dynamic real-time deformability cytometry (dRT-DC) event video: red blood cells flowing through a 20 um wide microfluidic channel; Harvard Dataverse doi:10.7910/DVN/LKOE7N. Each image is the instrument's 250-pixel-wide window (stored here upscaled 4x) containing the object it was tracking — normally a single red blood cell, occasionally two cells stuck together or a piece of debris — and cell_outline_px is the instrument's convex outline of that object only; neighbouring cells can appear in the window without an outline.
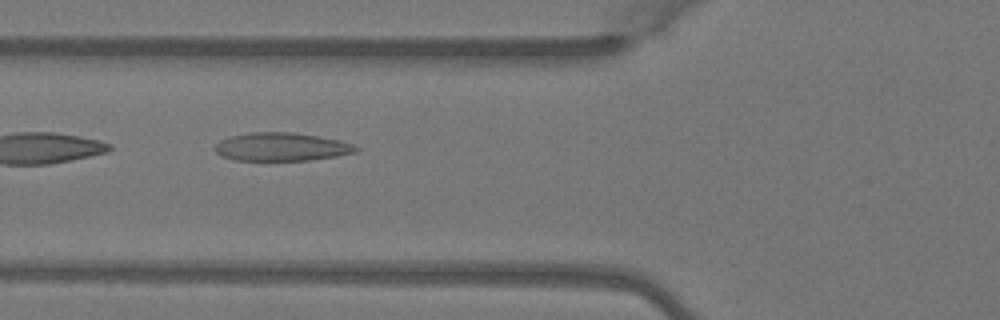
{"species": "Egyptian fruit bat (a non-hibernating species)", "species_latin": "Rousettus aegyptiacus", "temperature_condition": "warm", "stored_images_in_passage": 5, "camera_frame_rate_fps": 3000, "um_per_image_px": 0.085, "animal": {"sex": "female"}, "frame": {"image": 1, "passage_image": 4, "time_ms": 1.0, "image_size_px": [1000, 320], "cell_outline_px": [[360, 148], [356, 152], [336, 156], [308, 160], [236, 160], [224, 156], [216, 152], [212, 148], [220, 140], [232, 136], [252, 132], [292, 132], [340, 140], [352, 144]], "centroid_in_image_um": [23.93, 12.48], "position_along_channel_um": 101.9, "area_um2": 23.0}}
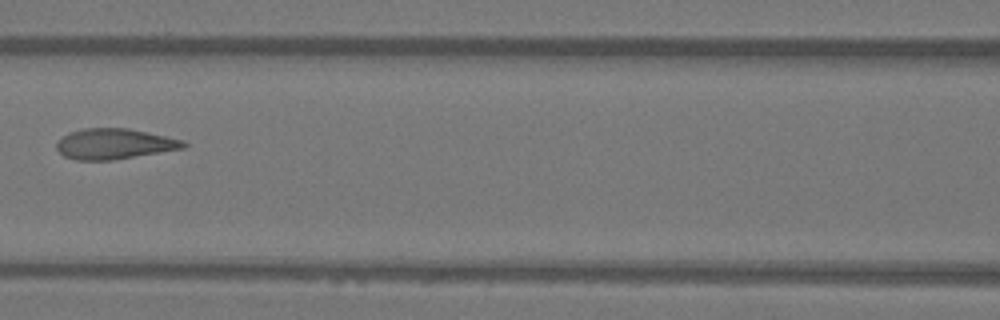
{"frame": {"image": 2, "passage_image": 5, "time_ms": 1.333, "image_size_px": [1000, 320], "cell_outline_px": [[188, 144], [184, 148], [112, 160], [76, 160], [64, 156], [56, 148], [56, 144], [68, 132], [84, 128], [128, 128], [184, 140]], "centroid_in_image_um": [9.71, 12.23], "position_along_channel_um": 156.9, "area_um2": 22.43}}